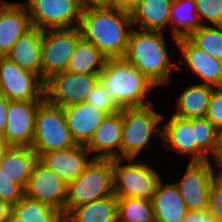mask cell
<instances>
[{
  "instance_id": "obj_1",
  "label": "cell",
  "mask_w": 222,
  "mask_h": 222,
  "mask_svg": "<svg viewBox=\"0 0 222 222\" xmlns=\"http://www.w3.org/2000/svg\"><path fill=\"white\" fill-rule=\"evenodd\" d=\"M131 25L130 12L103 5L85 6L79 29L82 38L93 43L108 59L124 58Z\"/></svg>"
},
{
  "instance_id": "obj_2",
  "label": "cell",
  "mask_w": 222,
  "mask_h": 222,
  "mask_svg": "<svg viewBox=\"0 0 222 222\" xmlns=\"http://www.w3.org/2000/svg\"><path fill=\"white\" fill-rule=\"evenodd\" d=\"M162 124L160 138L166 149L191 156L190 162L210 161L206 153H214L218 129L206 117L184 119L172 115Z\"/></svg>"
},
{
  "instance_id": "obj_3",
  "label": "cell",
  "mask_w": 222,
  "mask_h": 222,
  "mask_svg": "<svg viewBox=\"0 0 222 222\" xmlns=\"http://www.w3.org/2000/svg\"><path fill=\"white\" fill-rule=\"evenodd\" d=\"M167 51L163 31L133 28L124 58L155 86H161L170 79V70L180 68L178 63L170 62Z\"/></svg>"
},
{
  "instance_id": "obj_4",
  "label": "cell",
  "mask_w": 222,
  "mask_h": 222,
  "mask_svg": "<svg viewBox=\"0 0 222 222\" xmlns=\"http://www.w3.org/2000/svg\"><path fill=\"white\" fill-rule=\"evenodd\" d=\"M99 80L121 109L152 103L146 100V96L156 86L125 58L107 59Z\"/></svg>"
},
{
  "instance_id": "obj_5",
  "label": "cell",
  "mask_w": 222,
  "mask_h": 222,
  "mask_svg": "<svg viewBox=\"0 0 222 222\" xmlns=\"http://www.w3.org/2000/svg\"><path fill=\"white\" fill-rule=\"evenodd\" d=\"M114 194L113 160L94 159L67 184L65 215L74 207Z\"/></svg>"
},
{
  "instance_id": "obj_6",
  "label": "cell",
  "mask_w": 222,
  "mask_h": 222,
  "mask_svg": "<svg viewBox=\"0 0 222 222\" xmlns=\"http://www.w3.org/2000/svg\"><path fill=\"white\" fill-rule=\"evenodd\" d=\"M152 108L151 103L122 109L121 158H136L142 148L151 149L148 143L153 132L161 136L158 125L164 116Z\"/></svg>"
},
{
  "instance_id": "obj_7",
  "label": "cell",
  "mask_w": 222,
  "mask_h": 222,
  "mask_svg": "<svg viewBox=\"0 0 222 222\" xmlns=\"http://www.w3.org/2000/svg\"><path fill=\"white\" fill-rule=\"evenodd\" d=\"M75 145L76 142L67 127L63 108L44 99L36 112L31 148L41 156L50 151L64 150Z\"/></svg>"
},
{
  "instance_id": "obj_8",
  "label": "cell",
  "mask_w": 222,
  "mask_h": 222,
  "mask_svg": "<svg viewBox=\"0 0 222 222\" xmlns=\"http://www.w3.org/2000/svg\"><path fill=\"white\" fill-rule=\"evenodd\" d=\"M126 160L131 163L121 164L124 158L113 159L114 195L152 200L161 176L147 163Z\"/></svg>"
},
{
  "instance_id": "obj_9",
  "label": "cell",
  "mask_w": 222,
  "mask_h": 222,
  "mask_svg": "<svg viewBox=\"0 0 222 222\" xmlns=\"http://www.w3.org/2000/svg\"><path fill=\"white\" fill-rule=\"evenodd\" d=\"M25 6L31 26L41 30L79 27L84 7L80 0H27Z\"/></svg>"
},
{
  "instance_id": "obj_10",
  "label": "cell",
  "mask_w": 222,
  "mask_h": 222,
  "mask_svg": "<svg viewBox=\"0 0 222 222\" xmlns=\"http://www.w3.org/2000/svg\"><path fill=\"white\" fill-rule=\"evenodd\" d=\"M82 38L79 27L43 30L41 46L42 80L66 71L76 44Z\"/></svg>"
},
{
  "instance_id": "obj_11",
  "label": "cell",
  "mask_w": 222,
  "mask_h": 222,
  "mask_svg": "<svg viewBox=\"0 0 222 222\" xmlns=\"http://www.w3.org/2000/svg\"><path fill=\"white\" fill-rule=\"evenodd\" d=\"M45 82L6 56H0V93L8 100L43 101Z\"/></svg>"
},
{
  "instance_id": "obj_12",
  "label": "cell",
  "mask_w": 222,
  "mask_h": 222,
  "mask_svg": "<svg viewBox=\"0 0 222 222\" xmlns=\"http://www.w3.org/2000/svg\"><path fill=\"white\" fill-rule=\"evenodd\" d=\"M99 74H73L67 71L52 75L45 81V99L56 106L65 107L85 102Z\"/></svg>"
},
{
  "instance_id": "obj_13",
  "label": "cell",
  "mask_w": 222,
  "mask_h": 222,
  "mask_svg": "<svg viewBox=\"0 0 222 222\" xmlns=\"http://www.w3.org/2000/svg\"><path fill=\"white\" fill-rule=\"evenodd\" d=\"M188 163L182 178L174 184L188 211L208 209L211 181L217 173L215 165L210 161Z\"/></svg>"
},
{
  "instance_id": "obj_14",
  "label": "cell",
  "mask_w": 222,
  "mask_h": 222,
  "mask_svg": "<svg viewBox=\"0 0 222 222\" xmlns=\"http://www.w3.org/2000/svg\"><path fill=\"white\" fill-rule=\"evenodd\" d=\"M41 102L9 100L7 125L2 138L9 146L31 147L35 116Z\"/></svg>"
},
{
  "instance_id": "obj_15",
  "label": "cell",
  "mask_w": 222,
  "mask_h": 222,
  "mask_svg": "<svg viewBox=\"0 0 222 222\" xmlns=\"http://www.w3.org/2000/svg\"><path fill=\"white\" fill-rule=\"evenodd\" d=\"M25 195L51 205L65 216L67 183L41 161L30 174Z\"/></svg>"
},
{
  "instance_id": "obj_16",
  "label": "cell",
  "mask_w": 222,
  "mask_h": 222,
  "mask_svg": "<svg viewBox=\"0 0 222 222\" xmlns=\"http://www.w3.org/2000/svg\"><path fill=\"white\" fill-rule=\"evenodd\" d=\"M176 44L182 52L180 65L185 62V65L203 80L201 84L222 87V61L199 49L188 38H180Z\"/></svg>"
},
{
  "instance_id": "obj_17",
  "label": "cell",
  "mask_w": 222,
  "mask_h": 222,
  "mask_svg": "<svg viewBox=\"0 0 222 222\" xmlns=\"http://www.w3.org/2000/svg\"><path fill=\"white\" fill-rule=\"evenodd\" d=\"M121 139L122 109L117 113L107 115L85 147L90 154L98 153L91 156L94 159H118L121 158Z\"/></svg>"
},
{
  "instance_id": "obj_18",
  "label": "cell",
  "mask_w": 222,
  "mask_h": 222,
  "mask_svg": "<svg viewBox=\"0 0 222 222\" xmlns=\"http://www.w3.org/2000/svg\"><path fill=\"white\" fill-rule=\"evenodd\" d=\"M85 145L50 151L40 156V161L59 175L67 184L75 180L94 160ZM87 156V157H86Z\"/></svg>"
},
{
  "instance_id": "obj_19",
  "label": "cell",
  "mask_w": 222,
  "mask_h": 222,
  "mask_svg": "<svg viewBox=\"0 0 222 222\" xmlns=\"http://www.w3.org/2000/svg\"><path fill=\"white\" fill-rule=\"evenodd\" d=\"M67 127L76 144L86 145L95 130L107 117V113L87 102L63 107Z\"/></svg>"
},
{
  "instance_id": "obj_20",
  "label": "cell",
  "mask_w": 222,
  "mask_h": 222,
  "mask_svg": "<svg viewBox=\"0 0 222 222\" xmlns=\"http://www.w3.org/2000/svg\"><path fill=\"white\" fill-rule=\"evenodd\" d=\"M24 3H0V56H6L15 41L31 28Z\"/></svg>"
},
{
  "instance_id": "obj_21",
  "label": "cell",
  "mask_w": 222,
  "mask_h": 222,
  "mask_svg": "<svg viewBox=\"0 0 222 222\" xmlns=\"http://www.w3.org/2000/svg\"><path fill=\"white\" fill-rule=\"evenodd\" d=\"M42 39L43 30L31 27L15 41L6 57L24 70L34 73L42 79Z\"/></svg>"
},
{
  "instance_id": "obj_22",
  "label": "cell",
  "mask_w": 222,
  "mask_h": 222,
  "mask_svg": "<svg viewBox=\"0 0 222 222\" xmlns=\"http://www.w3.org/2000/svg\"><path fill=\"white\" fill-rule=\"evenodd\" d=\"M39 162L40 154L31 147L10 146L0 161V170L25 189Z\"/></svg>"
},
{
  "instance_id": "obj_23",
  "label": "cell",
  "mask_w": 222,
  "mask_h": 222,
  "mask_svg": "<svg viewBox=\"0 0 222 222\" xmlns=\"http://www.w3.org/2000/svg\"><path fill=\"white\" fill-rule=\"evenodd\" d=\"M155 222H180L188 213L183 198L173 183L160 180L152 197Z\"/></svg>"
},
{
  "instance_id": "obj_24",
  "label": "cell",
  "mask_w": 222,
  "mask_h": 222,
  "mask_svg": "<svg viewBox=\"0 0 222 222\" xmlns=\"http://www.w3.org/2000/svg\"><path fill=\"white\" fill-rule=\"evenodd\" d=\"M173 0H139L130 11L132 26L141 30L163 31L170 22Z\"/></svg>"
},
{
  "instance_id": "obj_25",
  "label": "cell",
  "mask_w": 222,
  "mask_h": 222,
  "mask_svg": "<svg viewBox=\"0 0 222 222\" xmlns=\"http://www.w3.org/2000/svg\"><path fill=\"white\" fill-rule=\"evenodd\" d=\"M64 222H118L117 197L113 194L72 208Z\"/></svg>"
},
{
  "instance_id": "obj_26",
  "label": "cell",
  "mask_w": 222,
  "mask_h": 222,
  "mask_svg": "<svg viewBox=\"0 0 222 222\" xmlns=\"http://www.w3.org/2000/svg\"><path fill=\"white\" fill-rule=\"evenodd\" d=\"M214 86L197 83L185 88L177 98L174 116L184 119L205 117Z\"/></svg>"
},
{
  "instance_id": "obj_27",
  "label": "cell",
  "mask_w": 222,
  "mask_h": 222,
  "mask_svg": "<svg viewBox=\"0 0 222 222\" xmlns=\"http://www.w3.org/2000/svg\"><path fill=\"white\" fill-rule=\"evenodd\" d=\"M107 59L93 43L81 38L69 59L66 71L73 74H100Z\"/></svg>"
},
{
  "instance_id": "obj_28",
  "label": "cell",
  "mask_w": 222,
  "mask_h": 222,
  "mask_svg": "<svg viewBox=\"0 0 222 222\" xmlns=\"http://www.w3.org/2000/svg\"><path fill=\"white\" fill-rule=\"evenodd\" d=\"M169 24L172 25L171 33L175 42L198 30L202 24L196 11L195 0H173Z\"/></svg>"
},
{
  "instance_id": "obj_29",
  "label": "cell",
  "mask_w": 222,
  "mask_h": 222,
  "mask_svg": "<svg viewBox=\"0 0 222 222\" xmlns=\"http://www.w3.org/2000/svg\"><path fill=\"white\" fill-rule=\"evenodd\" d=\"M12 212L22 222H64V216L59 210L26 195L12 205Z\"/></svg>"
},
{
  "instance_id": "obj_30",
  "label": "cell",
  "mask_w": 222,
  "mask_h": 222,
  "mask_svg": "<svg viewBox=\"0 0 222 222\" xmlns=\"http://www.w3.org/2000/svg\"><path fill=\"white\" fill-rule=\"evenodd\" d=\"M118 222H155L152 200L117 197Z\"/></svg>"
},
{
  "instance_id": "obj_31",
  "label": "cell",
  "mask_w": 222,
  "mask_h": 222,
  "mask_svg": "<svg viewBox=\"0 0 222 222\" xmlns=\"http://www.w3.org/2000/svg\"><path fill=\"white\" fill-rule=\"evenodd\" d=\"M187 38L199 49L222 61V25L201 26Z\"/></svg>"
},
{
  "instance_id": "obj_32",
  "label": "cell",
  "mask_w": 222,
  "mask_h": 222,
  "mask_svg": "<svg viewBox=\"0 0 222 222\" xmlns=\"http://www.w3.org/2000/svg\"><path fill=\"white\" fill-rule=\"evenodd\" d=\"M195 6L202 26L208 21L213 26L222 25V0H195Z\"/></svg>"
},
{
  "instance_id": "obj_33",
  "label": "cell",
  "mask_w": 222,
  "mask_h": 222,
  "mask_svg": "<svg viewBox=\"0 0 222 222\" xmlns=\"http://www.w3.org/2000/svg\"><path fill=\"white\" fill-rule=\"evenodd\" d=\"M85 102L93 105L98 110L106 112L108 115L117 113L121 110L108 95L105 86L100 80L94 85Z\"/></svg>"
},
{
  "instance_id": "obj_34",
  "label": "cell",
  "mask_w": 222,
  "mask_h": 222,
  "mask_svg": "<svg viewBox=\"0 0 222 222\" xmlns=\"http://www.w3.org/2000/svg\"><path fill=\"white\" fill-rule=\"evenodd\" d=\"M25 195V189L0 170V199L10 205L16 204Z\"/></svg>"
},
{
  "instance_id": "obj_35",
  "label": "cell",
  "mask_w": 222,
  "mask_h": 222,
  "mask_svg": "<svg viewBox=\"0 0 222 222\" xmlns=\"http://www.w3.org/2000/svg\"><path fill=\"white\" fill-rule=\"evenodd\" d=\"M209 212L222 222V175H215L211 181Z\"/></svg>"
},
{
  "instance_id": "obj_36",
  "label": "cell",
  "mask_w": 222,
  "mask_h": 222,
  "mask_svg": "<svg viewBox=\"0 0 222 222\" xmlns=\"http://www.w3.org/2000/svg\"><path fill=\"white\" fill-rule=\"evenodd\" d=\"M205 117L218 129H222V87L213 89Z\"/></svg>"
},
{
  "instance_id": "obj_37",
  "label": "cell",
  "mask_w": 222,
  "mask_h": 222,
  "mask_svg": "<svg viewBox=\"0 0 222 222\" xmlns=\"http://www.w3.org/2000/svg\"><path fill=\"white\" fill-rule=\"evenodd\" d=\"M180 222H219L208 209L201 211H188L187 215Z\"/></svg>"
},
{
  "instance_id": "obj_38",
  "label": "cell",
  "mask_w": 222,
  "mask_h": 222,
  "mask_svg": "<svg viewBox=\"0 0 222 222\" xmlns=\"http://www.w3.org/2000/svg\"><path fill=\"white\" fill-rule=\"evenodd\" d=\"M9 100L0 93V138H3V134L7 125V110Z\"/></svg>"
},
{
  "instance_id": "obj_39",
  "label": "cell",
  "mask_w": 222,
  "mask_h": 222,
  "mask_svg": "<svg viewBox=\"0 0 222 222\" xmlns=\"http://www.w3.org/2000/svg\"><path fill=\"white\" fill-rule=\"evenodd\" d=\"M139 0H107V7L130 12Z\"/></svg>"
},
{
  "instance_id": "obj_40",
  "label": "cell",
  "mask_w": 222,
  "mask_h": 222,
  "mask_svg": "<svg viewBox=\"0 0 222 222\" xmlns=\"http://www.w3.org/2000/svg\"><path fill=\"white\" fill-rule=\"evenodd\" d=\"M212 155L215 165L217 164L222 169V129L218 130L216 148ZM216 174L222 175V170Z\"/></svg>"
},
{
  "instance_id": "obj_41",
  "label": "cell",
  "mask_w": 222,
  "mask_h": 222,
  "mask_svg": "<svg viewBox=\"0 0 222 222\" xmlns=\"http://www.w3.org/2000/svg\"><path fill=\"white\" fill-rule=\"evenodd\" d=\"M12 211V205L0 199V222H4Z\"/></svg>"
},
{
  "instance_id": "obj_42",
  "label": "cell",
  "mask_w": 222,
  "mask_h": 222,
  "mask_svg": "<svg viewBox=\"0 0 222 222\" xmlns=\"http://www.w3.org/2000/svg\"><path fill=\"white\" fill-rule=\"evenodd\" d=\"M81 4L85 6H106L107 7V0H80Z\"/></svg>"
},
{
  "instance_id": "obj_43",
  "label": "cell",
  "mask_w": 222,
  "mask_h": 222,
  "mask_svg": "<svg viewBox=\"0 0 222 222\" xmlns=\"http://www.w3.org/2000/svg\"><path fill=\"white\" fill-rule=\"evenodd\" d=\"M9 147L10 146L2 138H0V161Z\"/></svg>"
},
{
  "instance_id": "obj_44",
  "label": "cell",
  "mask_w": 222,
  "mask_h": 222,
  "mask_svg": "<svg viewBox=\"0 0 222 222\" xmlns=\"http://www.w3.org/2000/svg\"><path fill=\"white\" fill-rule=\"evenodd\" d=\"M4 222H22V220L11 211Z\"/></svg>"
}]
</instances>
